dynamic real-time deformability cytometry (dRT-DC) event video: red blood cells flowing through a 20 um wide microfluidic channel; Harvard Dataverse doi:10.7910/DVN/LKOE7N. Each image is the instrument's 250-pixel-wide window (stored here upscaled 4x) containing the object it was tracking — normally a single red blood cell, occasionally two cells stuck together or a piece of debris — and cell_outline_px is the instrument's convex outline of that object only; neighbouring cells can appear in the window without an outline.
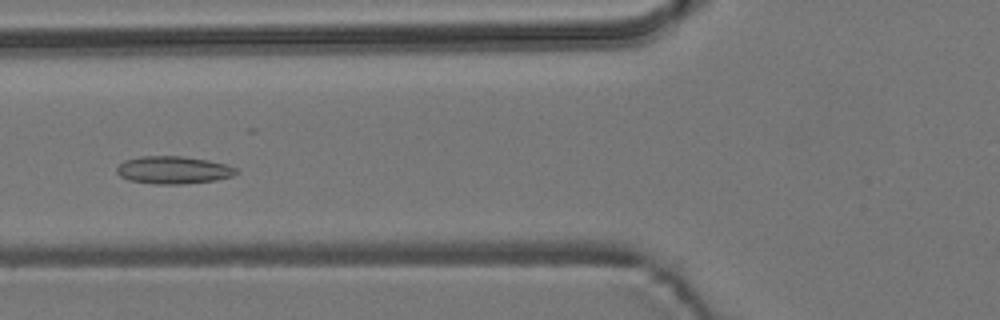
{"species": "common noctule bat (a hibernating species)", "species_latin": "Nyctalus noctula", "temperature_condition": "room temperature", "stored_images_in_passage": 6, "camera_frame_rate_fps": 3000, "um_per_image_px": 0.085, "animal": {"sex": "male", "body_mass_g": 19.2, "forearm_length_mm": 51.8}, "frame": {"image": 1, "passage_image": 6, "time_ms": 6.0, "image_size_px": [1000, 320], "cell_outline_px": [[240, 172], [232, 176], [216, 180], [184, 184], [156, 184], [128, 180], [120, 176], [116, 172], [116, 168], [124, 160], [140, 156], [180, 156], [208, 160], [224, 164], [236, 168]], "centroid_in_image_um": [14.72, 14.45], "position_along_channel_um": 111.1, "area_um2": 19.25}}